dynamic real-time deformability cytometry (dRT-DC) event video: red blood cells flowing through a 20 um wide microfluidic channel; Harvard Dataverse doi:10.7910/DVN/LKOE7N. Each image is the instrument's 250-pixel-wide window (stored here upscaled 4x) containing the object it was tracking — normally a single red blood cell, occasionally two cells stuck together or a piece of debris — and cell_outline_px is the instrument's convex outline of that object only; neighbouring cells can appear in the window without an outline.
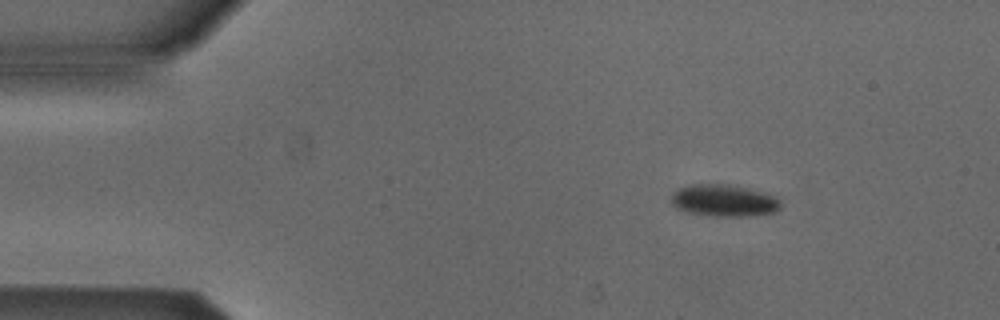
{"species": "Egyptian fruit bat (a non-hibernating species)", "species_latin": "Rousettus aegyptiacus", "temperature_condition": "cold", "stored_images_in_passage": 4, "camera_frame_rate_fps": 3000, "um_per_image_px": 0.085, "animal": {"sex": "male"}, "frame": {"image": 1, "passage_image": 2, "time_ms": 0.333, "image_size_px": [1000, 320], "cell_outline_px": [[780, 208], [772, 212], [756, 216], [716, 216], [688, 212], [676, 208], [672, 204], [672, 192], [676, 188], [692, 184], [728, 184], [748, 188], [776, 196], [780, 200]], "centroid_in_image_um": [61.52, 17.04], "position_along_channel_um": 23.5, "area_um2": 20.46}}